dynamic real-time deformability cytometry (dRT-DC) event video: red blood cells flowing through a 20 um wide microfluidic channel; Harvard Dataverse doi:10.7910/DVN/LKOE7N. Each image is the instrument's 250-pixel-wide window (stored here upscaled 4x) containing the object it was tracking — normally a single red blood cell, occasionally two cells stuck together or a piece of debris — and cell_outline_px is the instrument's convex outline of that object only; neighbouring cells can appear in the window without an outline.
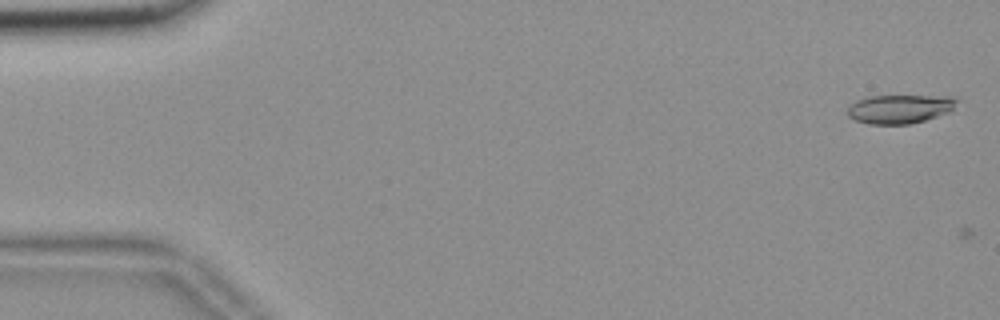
{"species": "common noctule bat (a hibernating species)", "species_latin": "Nyctalus noctula", "temperature_condition": "room temperature", "stored_images_in_passage": 3, "camera_frame_rate_fps": 3000, "um_per_image_px": 0.085, "animal": {"sex": "female", "body_mass_g": 18.4}, "frame": {"image": 1, "passage_image": 2, "time_ms": 0.333, "image_size_px": [1000, 320], "cell_outline_px": [[960, 100], [952, 112], [924, 120], [908, 124], [868, 124], [856, 120], [848, 116], [848, 104], [856, 100], [868, 96], [960, 96]], "centroid_in_image_um": [76.54, 9.24], "position_along_channel_um": 8.5, "area_um2": 18.73}}